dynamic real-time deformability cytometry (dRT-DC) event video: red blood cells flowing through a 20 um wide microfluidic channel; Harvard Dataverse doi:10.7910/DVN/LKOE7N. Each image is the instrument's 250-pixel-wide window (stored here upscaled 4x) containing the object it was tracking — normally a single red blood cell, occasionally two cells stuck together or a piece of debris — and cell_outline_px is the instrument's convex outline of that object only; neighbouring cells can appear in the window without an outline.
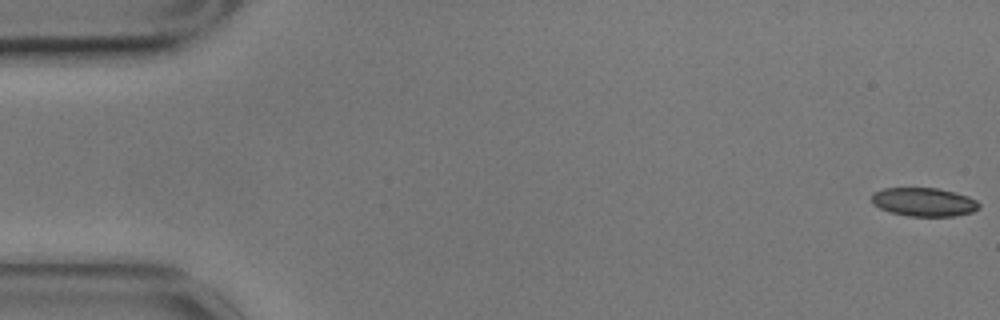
{"species": "common noctule bat (a hibernating species)", "species_latin": "Nyctalus noctula", "temperature_condition": "cold", "stored_images_in_passage": 57, "camera_frame_rate_fps": 3000, "um_per_image_px": 0.085, "animal": {"sex": "male", "body_mass_g": 17.9}, "frame": {"image": 1, "passage_image": 1, "time_ms": 0.0, "image_size_px": [1000, 320], "cell_outline_px": [[980, 208], [972, 212], [956, 216], [908, 216], [892, 212], [880, 208], [872, 204], [872, 196], [876, 192], [884, 188], [936, 188], [968, 196], [976, 200], [980, 204]], "centroid_in_image_um": [78.56, 17.18], "position_along_channel_um": 6.4, "area_um2": 17.74}}
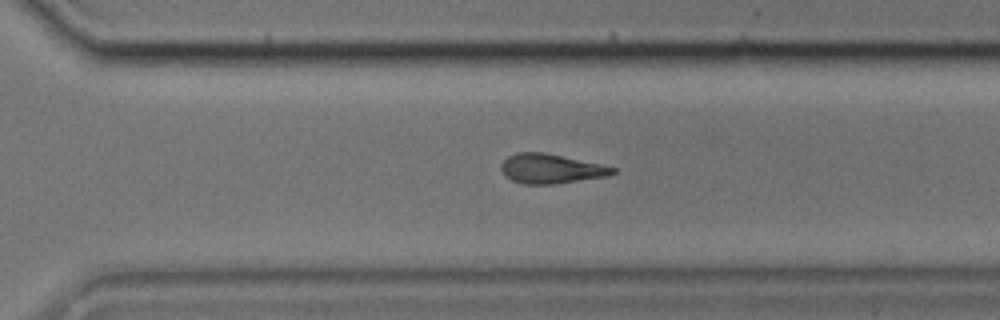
{"frame": {"image": 2, "passage_image": 40, "time_ms": 13.0, "image_size_px": [1000, 320], "cell_outline_px": [[616, 172], [608, 176], [552, 184], [524, 184], [512, 180], [504, 176], [500, 168], [500, 164], [508, 156], [516, 152], [544, 152], [600, 164], [616, 168]], "centroid_in_image_um": [46.78, 14.34], "position_along_channel_um": 323.8, "area_um2": 19.13}}
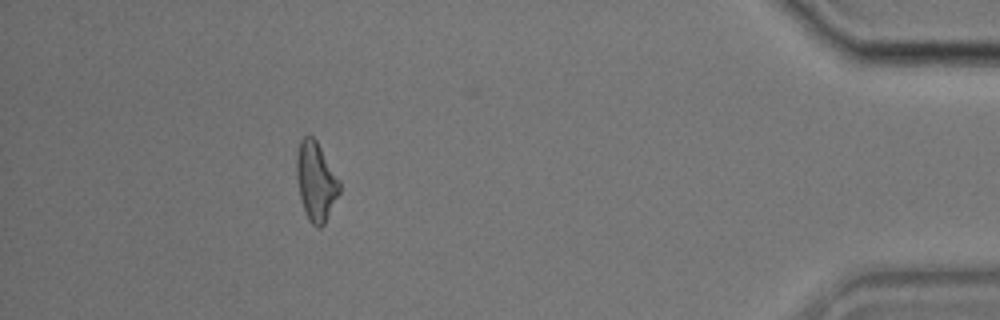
{"frame": {"image": 3, "passage_image": 52, "time_ms": 17.0, "image_size_px": [1000, 320], "cell_outline_px": [[340, 192], [324, 224], [320, 228], [316, 228], [308, 220], [304, 212], [296, 180], [296, 156], [300, 140], [304, 136], [312, 136], [316, 140], [340, 180]], "centroid_in_image_um": [26.84, 15.43], "position_along_channel_um": 408.4, "area_um2": 19.83}, "authors_computed_cell_mechanics": {"area_um2": 19.7676, "velocity_mm_per_s": 3.4882, "shape_relaxation_time_tau1_ms": 10.5898, "shape_relaxation_time_tau2_ms": null, "deformation_change_tau1": 0.2312, "deformation_change_tau2": null}}